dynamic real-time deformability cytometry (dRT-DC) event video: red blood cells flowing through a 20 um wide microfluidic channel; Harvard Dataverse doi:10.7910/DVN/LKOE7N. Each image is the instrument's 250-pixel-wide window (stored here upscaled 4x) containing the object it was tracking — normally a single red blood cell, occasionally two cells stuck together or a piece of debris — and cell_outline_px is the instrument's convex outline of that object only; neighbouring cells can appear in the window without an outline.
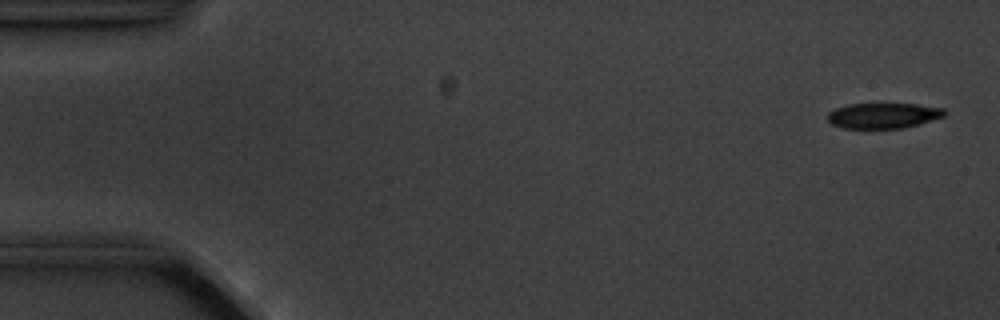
{"species": "common noctule bat (a hibernating species)", "species_latin": "Nyctalus noctula", "temperature_condition": "cold", "stored_images_in_passage": 7, "camera_frame_rate_fps": 3000, "um_per_image_px": 0.085, "animal": {"sex": "male", "body_mass_g": 20.1, "forearm_length_mm": 53.5}, "frame": {"image": 1, "passage_image": 1, "time_ms": 0.0, "image_size_px": [1000, 320], "cell_outline_px": [[944, 116], [920, 124], [904, 128], [844, 128], [832, 124], [828, 120], [828, 112], [836, 108], [848, 104], [916, 104], [944, 108]], "centroid_in_image_um": [75.07, 9.82], "position_along_channel_um": 9.9, "area_um2": 17.22}}
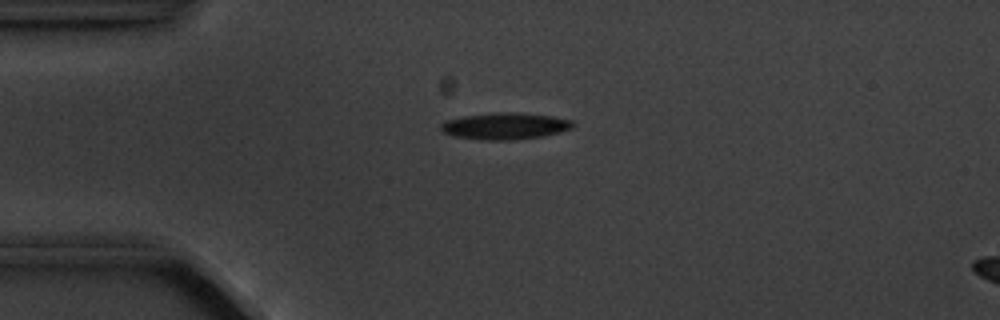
{"frame": {"image": 2, "passage_image": 4, "time_ms": 3.667, "image_size_px": [1000, 320], "cell_outline_px": [[572, 128], [544, 136], [508, 140], [488, 140], [452, 136], [444, 132], [440, 128], [440, 124], [448, 120], [464, 116], [496, 112], [512, 112], [552, 116], [572, 120]], "centroid_in_image_um": [42.91, 10.71], "position_along_channel_um": 42.1, "area_um2": 20.23}}